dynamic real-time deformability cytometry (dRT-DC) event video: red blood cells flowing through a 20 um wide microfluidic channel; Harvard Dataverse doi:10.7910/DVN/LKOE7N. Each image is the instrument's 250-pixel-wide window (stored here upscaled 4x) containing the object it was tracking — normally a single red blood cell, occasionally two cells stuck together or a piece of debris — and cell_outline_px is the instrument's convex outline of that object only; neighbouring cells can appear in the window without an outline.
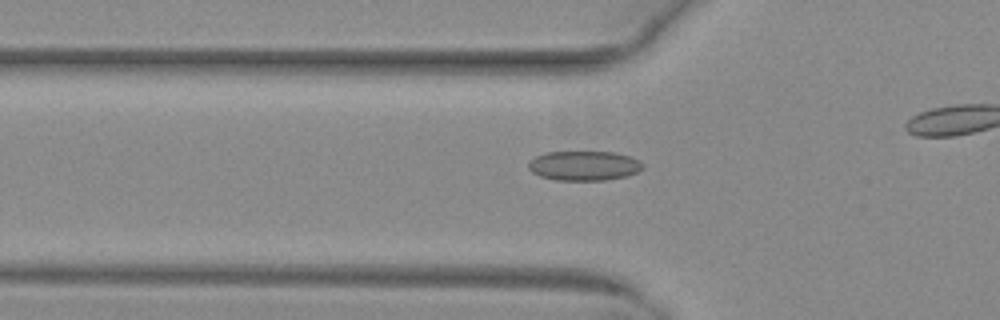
{"species": "common noctule bat (a hibernating species)", "species_latin": "Nyctalus noctula", "temperature_condition": "warm", "stored_images_in_passage": 43, "camera_frame_rate_fps": 3000, "um_per_image_px": 0.085, "animal": {"sex": "female", "body_mass_g": 29.2, "forearm_length_mm": 56.3}, "frame": {"image": 1, "passage_image": 19, "time_ms": 6.0, "image_size_px": [1000, 320], "cell_outline_px": [[644, 168], [628, 176], [604, 180], [556, 180], [540, 176], [532, 172], [528, 168], [528, 164], [536, 156], [548, 152], [612, 152], [628, 156], [640, 160], [644, 164]], "centroid_in_image_um": [49.67, 14.09], "position_along_channel_um": 76.1, "area_um2": 19.65}}
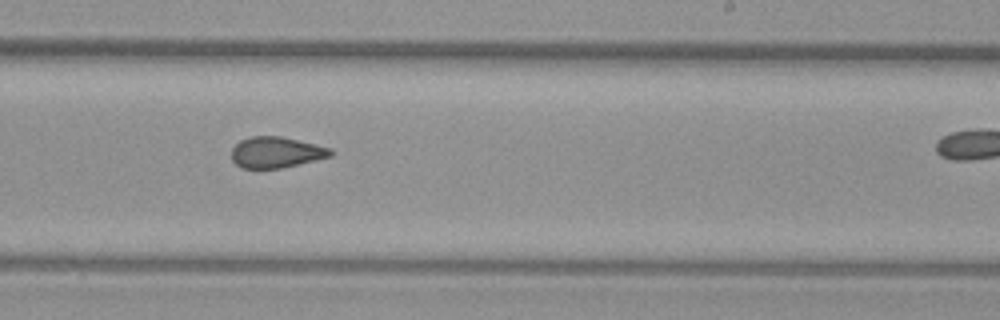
{"frame": {"image": 2, "passage_image": 33, "time_ms": 10.667, "image_size_px": [1000, 320], "cell_outline_px": [[336, 152], [332, 156], [280, 168], [240, 168], [232, 160], [232, 148], [240, 140], [252, 136], [280, 136], [332, 148]], "centroid_in_image_um": [23.48, 12.94], "position_along_channel_um": 265.5, "area_um2": 17.86}}
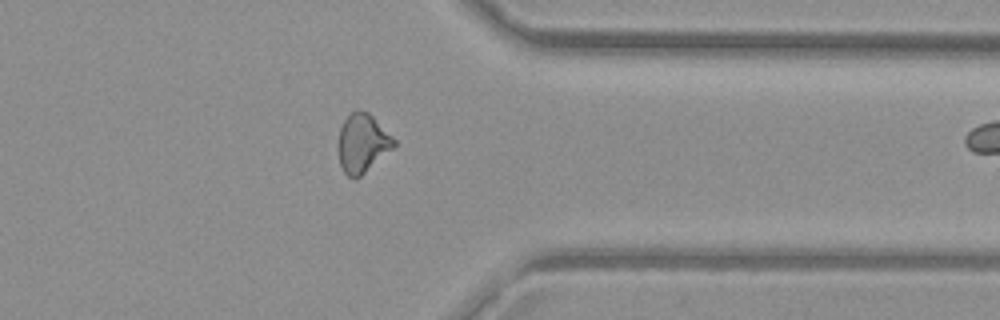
{"frame": {"image": 3, "passage_image": 42, "time_ms": 13.667, "image_size_px": [1000, 320], "cell_outline_px": [[396, 144], [392, 148], [360, 176], [352, 180], [344, 172], [340, 164], [340, 128], [344, 120], [352, 112], [368, 112], [396, 140]], "centroid_in_image_um": [30.82, 12.19], "position_along_channel_um": 380.6, "area_um2": 18.26}}